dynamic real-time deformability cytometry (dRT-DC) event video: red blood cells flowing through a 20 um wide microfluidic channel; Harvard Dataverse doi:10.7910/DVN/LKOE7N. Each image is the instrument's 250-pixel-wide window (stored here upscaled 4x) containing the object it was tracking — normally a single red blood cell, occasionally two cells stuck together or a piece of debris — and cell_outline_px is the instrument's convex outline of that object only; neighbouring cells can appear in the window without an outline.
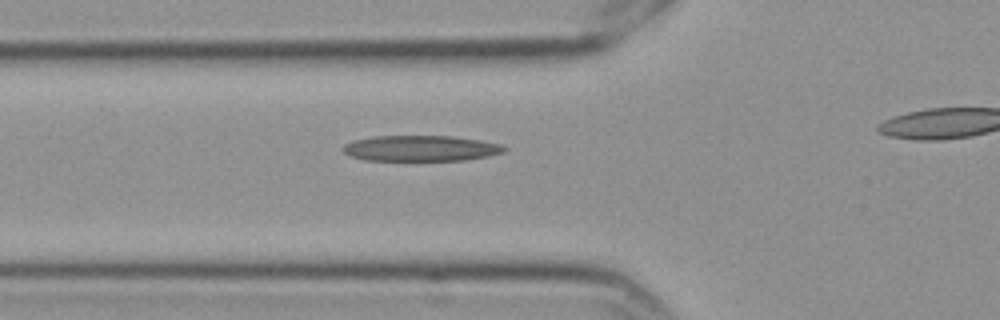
{"species": "Egyptian fruit bat (a non-hibernating species)", "species_latin": "Rousettus aegyptiacus", "temperature_condition": "cold", "stored_images_in_passage": 5, "segment_of_instrument_passage": [1, 2], "camera_frame_rate_fps": 3000, "um_per_image_px": 0.085, "frame": {"image": 1, "passage_image": 4, "time_ms": 1.0, "image_size_px": [1000, 320], "cell_outline_px": [[508, 148], [504, 152], [488, 156], [464, 160], [364, 160], [348, 156], [340, 148], [344, 144], [352, 140], [372, 136], [452, 136], [480, 140], [500, 144]], "centroid_in_image_um": [35.71, 12.6], "position_along_channel_um": 90.1, "area_um2": 24.33}}